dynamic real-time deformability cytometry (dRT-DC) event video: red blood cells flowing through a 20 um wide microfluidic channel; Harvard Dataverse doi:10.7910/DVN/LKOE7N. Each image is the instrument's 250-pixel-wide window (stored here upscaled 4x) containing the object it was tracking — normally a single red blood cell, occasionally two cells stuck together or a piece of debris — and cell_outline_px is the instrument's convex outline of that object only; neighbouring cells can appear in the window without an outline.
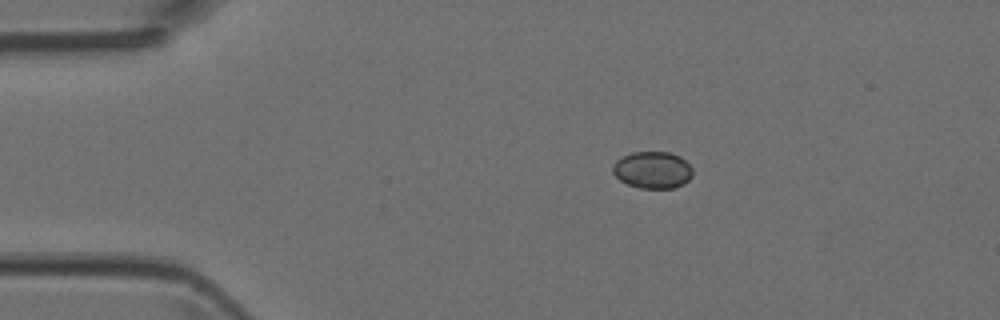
{"species": "Egyptian fruit bat (a non-hibernating species)", "species_latin": "Rousettus aegyptiacus", "temperature_condition": "room temperature", "stored_images_in_passage": 39, "camera_frame_rate_fps": 3000, "um_per_image_px": 0.085, "animal": {"sex": "female"}, "frame": {"image": 1, "passage_image": 1, "time_ms": 0.0, "image_size_px": [1000, 320], "cell_outline_px": [[692, 176], [684, 184], [672, 188], [640, 188], [628, 184], [620, 180], [612, 172], [612, 164], [616, 160], [632, 152], [668, 152], [680, 156], [692, 168]], "centroid_in_image_um": [55.46, 14.45], "position_along_channel_um": 29.5, "area_um2": 17.17}}
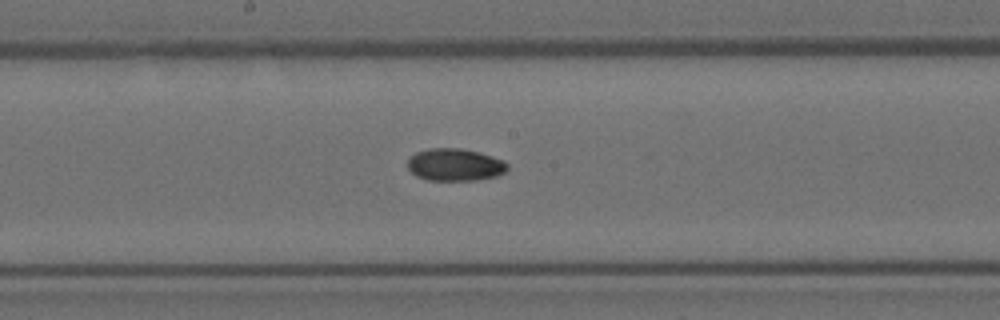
{"frame": {"image": 2, "passage_image": 17, "time_ms": 5.333, "image_size_px": [1000, 320], "cell_outline_px": [[508, 168], [504, 172], [496, 176], [476, 180], [428, 180], [416, 176], [408, 168], [408, 160], [416, 152], [428, 148], [460, 148], [476, 152], [504, 160], [508, 164]], "centroid_in_image_um": [38.66, 14.0], "position_along_channel_um": 209.5, "area_um2": 18.67}}
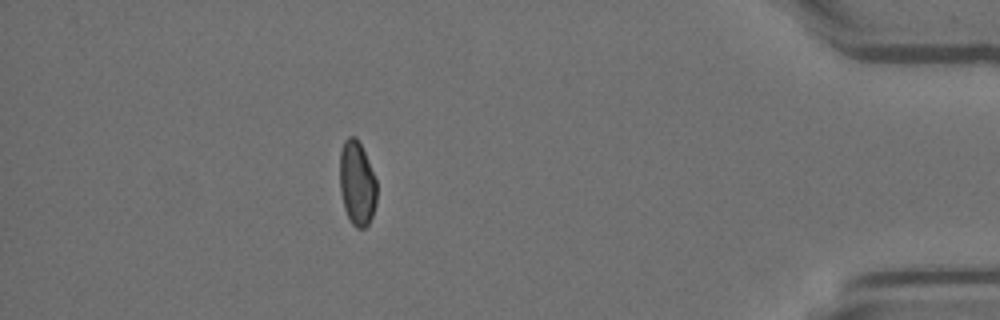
{"frame": {"image": 3, "passage_image": 34, "time_ms": 11.0, "image_size_px": [1000, 320], "cell_outline_px": [[376, 204], [372, 216], [368, 224], [364, 228], [356, 228], [352, 224], [344, 208], [340, 192], [340, 152], [344, 140], [348, 136], [356, 136], [364, 152], [376, 180]], "centroid_in_image_um": [30.33, 15.58], "position_along_channel_um": 404.9, "area_um2": 18.15}}